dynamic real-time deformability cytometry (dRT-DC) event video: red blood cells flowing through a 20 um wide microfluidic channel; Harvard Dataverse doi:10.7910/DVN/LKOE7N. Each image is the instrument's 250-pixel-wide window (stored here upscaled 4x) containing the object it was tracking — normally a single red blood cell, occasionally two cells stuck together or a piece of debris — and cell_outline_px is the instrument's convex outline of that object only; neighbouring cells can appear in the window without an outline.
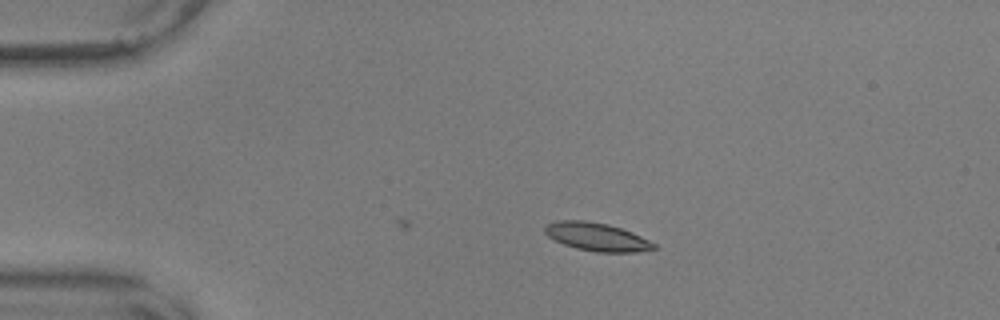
{"species": "common noctule bat (a hibernating species)", "species_latin": "Nyctalus noctula", "temperature_condition": "warm", "stored_images_in_passage": 11, "camera_frame_rate_fps": 3000, "um_per_image_px": 0.085, "animal": {"sex": "male", "body_mass_g": 17.9, "forearm_length_mm": 54.2}, "frame": {"image": 1, "passage_image": 1, "time_ms": 0.0, "image_size_px": [1000, 320], "cell_outline_px": [[656, 248], [636, 252], [596, 252], [576, 248], [564, 244], [548, 236], [544, 232], [544, 228], [548, 224], [556, 220], [584, 220], [608, 224], [632, 232], [656, 244]], "centroid_in_image_um": [50.71, 20.13], "position_along_channel_um": 34.3, "area_um2": 17.74}}